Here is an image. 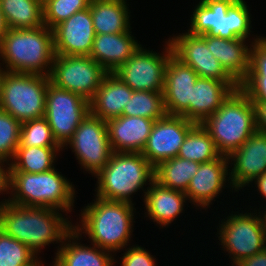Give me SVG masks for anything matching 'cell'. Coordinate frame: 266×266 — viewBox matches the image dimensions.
Instances as JSON below:
<instances>
[{"label":"cell","mask_w":266,"mask_h":266,"mask_svg":"<svg viewBox=\"0 0 266 266\" xmlns=\"http://www.w3.org/2000/svg\"><path fill=\"white\" fill-rule=\"evenodd\" d=\"M199 165L197 162L174 157L154 167V180L162 186L185 193Z\"/></svg>","instance_id":"f546056e"},{"label":"cell","mask_w":266,"mask_h":266,"mask_svg":"<svg viewBox=\"0 0 266 266\" xmlns=\"http://www.w3.org/2000/svg\"><path fill=\"white\" fill-rule=\"evenodd\" d=\"M40 262L25 244L0 228V266H37Z\"/></svg>","instance_id":"d6a6232c"},{"label":"cell","mask_w":266,"mask_h":266,"mask_svg":"<svg viewBox=\"0 0 266 266\" xmlns=\"http://www.w3.org/2000/svg\"><path fill=\"white\" fill-rule=\"evenodd\" d=\"M227 158L233 166L229 171L230 189L239 192L246 185L249 187L255 178L266 172V133L255 131Z\"/></svg>","instance_id":"2e32d148"},{"label":"cell","mask_w":266,"mask_h":266,"mask_svg":"<svg viewBox=\"0 0 266 266\" xmlns=\"http://www.w3.org/2000/svg\"><path fill=\"white\" fill-rule=\"evenodd\" d=\"M165 42L160 54L141 45L113 74L133 91L163 92L166 64L173 54L169 40Z\"/></svg>","instance_id":"4fadbf2b"},{"label":"cell","mask_w":266,"mask_h":266,"mask_svg":"<svg viewBox=\"0 0 266 266\" xmlns=\"http://www.w3.org/2000/svg\"><path fill=\"white\" fill-rule=\"evenodd\" d=\"M229 162L227 156L219 155L216 159L201 163L197 172L192 177L185 192L188 201L196 207L207 209L212 204L214 198L222 193L228 183H230ZM219 194V195H218Z\"/></svg>","instance_id":"d6986e66"},{"label":"cell","mask_w":266,"mask_h":266,"mask_svg":"<svg viewBox=\"0 0 266 266\" xmlns=\"http://www.w3.org/2000/svg\"><path fill=\"white\" fill-rule=\"evenodd\" d=\"M255 183L257 185L256 190L259 191L260 195L263 198H266V172L263 173L261 176L255 178L251 183Z\"/></svg>","instance_id":"7bdbcfd3"},{"label":"cell","mask_w":266,"mask_h":266,"mask_svg":"<svg viewBox=\"0 0 266 266\" xmlns=\"http://www.w3.org/2000/svg\"><path fill=\"white\" fill-rule=\"evenodd\" d=\"M61 147L45 117L21 123L18 147Z\"/></svg>","instance_id":"836d02e7"},{"label":"cell","mask_w":266,"mask_h":266,"mask_svg":"<svg viewBox=\"0 0 266 266\" xmlns=\"http://www.w3.org/2000/svg\"><path fill=\"white\" fill-rule=\"evenodd\" d=\"M207 43L212 55L220 62L226 72L240 85L248 76L252 43L261 36L254 37L251 44L244 38L226 39L215 35H200Z\"/></svg>","instance_id":"ffe728a7"},{"label":"cell","mask_w":266,"mask_h":266,"mask_svg":"<svg viewBox=\"0 0 266 266\" xmlns=\"http://www.w3.org/2000/svg\"><path fill=\"white\" fill-rule=\"evenodd\" d=\"M236 266H266V248L248 258H244Z\"/></svg>","instance_id":"60d3db41"},{"label":"cell","mask_w":266,"mask_h":266,"mask_svg":"<svg viewBox=\"0 0 266 266\" xmlns=\"http://www.w3.org/2000/svg\"><path fill=\"white\" fill-rule=\"evenodd\" d=\"M195 125L196 123L177 115H166L155 120L142 155L153 167L177 157L187 133Z\"/></svg>","instance_id":"5bb4252c"},{"label":"cell","mask_w":266,"mask_h":266,"mask_svg":"<svg viewBox=\"0 0 266 266\" xmlns=\"http://www.w3.org/2000/svg\"><path fill=\"white\" fill-rule=\"evenodd\" d=\"M8 165L5 161L0 159V193L8 194ZM7 167V168H6Z\"/></svg>","instance_id":"b9f144b4"},{"label":"cell","mask_w":266,"mask_h":266,"mask_svg":"<svg viewBox=\"0 0 266 266\" xmlns=\"http://www.w3.org/2000/svg\"><path fill=\"white\" fill-rule=\"evenodd\" d=\"M91 0H44V25L53 29L74 13L89 7Z\"/></svg>","instance_id":"e575fe53"},{"label":"cell","mask_w":266,"mask_h":266,"mask_svg":"<svg viewBox=\"0 0 266 266\" xmlns=\"http://www.w3.org/2000/svg\"><path fill=\"white\" fill-rule=\"evenodd\" d=\"M93 201L81 210V222L73 224V229L80 235L85 233L91 245L111 253L123 250L132 238L134 204L97 196Z\"/></svg>","instance_id":"7a4b0ae2"},{"label":"cell","mask_w":266,"mask_h":266,"mask_svg":"<svg viewBox=\"0 0 266 266\" xmlns=\"http://www.w3.org/2000/svg\"><path fill=\"white\" fill-rule=\"evenodd\" d=\"M247 77H266V37L252 43Z\"/></svg>","instance_id":"8d00e7d4"},{"label":"cell","mask_w":266,"mask_h":266,"mask_svg":"<svg viewBox=\"0 0 266 266\" xmlns=\"http://www.w3.org/2000/svg\"><path fill=\"white\" fill-rule=\"evenodd\" d=\"M134 246V247H133ZM123 253L121 266H156V258L146 249L139 245H132L125 248Z\"/></svg>","instance_id":"74e56055"},{"label":"cell","mask_w":266,"mask_h":266,"mask_svg":"<svg viewBox=\"0 0 266 266\" xmlns=\"http://www.w3.org/2000/svg\"><path fill=\"white\" fill-rule=\"evenodd\" d=\"M254 111V124L256 131L266 133V102L251 101Z\"/></svg>","instance_id":"ab89813d"},{"label":"cell","mask_w":266,"mask_h":266,"mask_svg":"<svg viewBox=\"0 0 266 266\" xmlns=\"http://www.w3.org/2000/svg\"><path fill=\"white\" fill-rule=\"evenodd\" d=\"M131 33L96 34L89 56L113 73L141 46Z\"/></svg>","instance_id":"603a6c76"},{"label":"cell","mask_w":266,"mask_h":266,"mask_svg":"<svg viewBox=\"0 0 266 266\" xmlns=\"http://www.w3.org/2000/svg\"><path fill=\"white\" fill-rule=\"evenodd\" d=\"M1 64L2 63H0V90H1V82H2L3 75L6 72V70L4 68H1Z\"/></svg>","instance_id":"f6af8a7d"},{"label":"cell","mask_w":266,"mask_h":266,"mask_svg":"<svg viewBox=\"0 0 266 266\" xmlns=\"http://www.w3.org/2000/svg\"><path fill=\"white\" fill-rule=\"evenodd\" d=\"M62 147H18L13 159L8 163V171L41 173L54 169L58 151Z\"/></svg>","instance_id":"f1b7e54d"},{"label":"cell","mask_w":266,"mask_h":266,"mask_svg":"<svg viewBox=\"0 0 266 266\" xmlns=\"http://www.w3.org/2000/svg\"><path fill=\"white\" fill-rule=\"evenodd\" d=\"M240 89L251 101L266 102V77H247L240 84Z\"/></svg>","instance_id":"f35d334b"},{"label":"cell","mask_w":266,"mask_h":266,"mask_svg":"<svg viewBox=\"0 0 266 266\" xmlns=\"http://www.w3.org/2000/svg\"><path fill=\"white\" fill-rule=\"evenodd\" d=\"M59 209L25 207L8 201L0 202V228L9 236L25 244L37 257L41 248L63 242L73 229Z\"/></svg>","instance_id":"6da1fadb"},{"label":"cell","mask_w":266,"mask_h":266,"mask_svg":"<svg viewBox=\"0 0 266 266\" xmlns=\"http://www.w3.org/2000/svg\"><path fill=\"white\" fill-rule=\"evenodd\" d=\"M127 0H91L89 7L96 34L129 32L130 10Z\"/></svg>","instance_id":"4316f807"},{"label":"cell","mask_w":266,"mask_h":266,"mask_svg":"<svg viewBox=\"0 0 266 266\" xmlns=\"http://www.w3.org/2000/svg\"><path fill=\"white\" fill-rule=\"evenodd\" d=\"M9 28L34 29L44 25L42 0H0Z\"/></svg>","instance_id":"83f0119b"},{"label":"cell","mask_w":266,"mask_h":266,"mask_svg":"<svg viewBox=\"0 0 266 266\" xmlns=\"http://www.w3.org/2000/svg\"><path fill=\"white\" fill-rule=\"evenodd\" d=\"M20 127L11 114L0 110V159L6 163L11 162L20 144Z\"/></svg>","instance_id":"d590c367"},{"label":"cell","mask_w":266,"mask_h":266,"mask_svg":"<svg viewBox=\"0 0 266 266\" xmlns=\"http://www.w3.org/2000/svg\"><path fill=\"white\" fill-rule=\"evenodd\" d=\"M219 155L208 131L201 124H196L187 133L177 157L201 164Z\"/></svg>","instance_id":"4dcf8cb0"},{"label":"cell","mask_w":266,"mask_h":266,"mask_svg":"<svg viewBox=\"0 0 266 266\" xmlns=\"http://www.w3.org/2000/svg\"><path fill=\"white\" fill-rule=\"evenodd\" d=\"M260 212L259 215L251 211L244 214L235 212L219 223L218 240L222 250L231 256L232 266L266 248V230Z\"/></svg>","instance_id":"9c48e42d"},{"label":"cell","mask_w":266,"mask_h":266,"mask_svg":"<svg viewBox=\"0 0 266 266\" xmlns=\"http://www.w3.org/2000/svg\"><path fill=\"white\" fill-rule=\"evenodd\" d=\"M133 90L113 73H108L89 101L90 113L102 120L122 116Z\"/></svg>","instance_id":"484cf974"},{"label":"cell","mask_w":266,"mask_h":266,"mask_svg":"<svg viewBox=\"0 0 266 266\" xmlns=\"http://www.w3.org/2000/svg\"><path fill=\"white\" fill-rule=\"evenodd\" d=\"M173 55L182 63L193 68L198 77L236 82L223 68L220 62L212 55L206 41L200 35L188 32L173 35L168 39Z\"/></svg>","instance_id":"9a60e30c"},{"label":"cell","mask_w":266,"mask_h":266,"mask_svg":"<svg viewBox=\"0 0 266 266\" xmlns=\"http://www.w3.org/2000/svg\"><path fill=\"white\" fill-rule=\"evenodd\" d=\"M262 216V220H263V224H264V227H265V230H266V211H264V213L261 214Z\"/></svg>","instance_id":"bcb514c9"},{"label":"cell","mask_w":266,"mask_h":266,"mask_svg":"<svg viewBox=\"0 0 266 266\" xmlns=\"http://www.w3.org/2000/svg\"><path fill=\"white\" fill-rule=\"evenodd\" d=\"M68 145L73 153L75 152L78 164L92 176H95L109 162L113 154L106 121L90 112L65 144L66 147Z\"/></svg>","instance_id":"8fae6325"},{"label":"cell","mask_w":266,"mask_h":266,"mask_svg":"<svg viewBox=\"0 0 266 266\" xmlns=\"http://www.w3.org/2000/svg\"><path fill=\"white\" fill-rule=\"evenodd\" d=\"M239 88L240 85L237 82H223L198 77L194 87H192L190 121L201 124L208 116L213 115Z\"/></svg>","instance_id":"44dd1931"},{"label":"cell","mask_w":266,"mask_h":266,"mask_svg":"<svg viewBox=\"0 0 266 266\" xmlns=\"http://www.w3.org/2000/svg\"><path fill=\"white\" fill-rule=\"evenodd\" d=\"M149 186L144 198L145 215L160 227H167L184 213L188 198L184 192L162 186L155 180Z\"/></svg>","instance_id":"cb8c5ba5"},{"label":"cell","mask_w":266,"mask_h":266,"mask_svg":"<svg viewBox=\"0 0 266 266\" xmlns=\"http://www.w3.org/2000/svg\"><path fill=\"white\" fill-rule=\"evenodd\" d=\"M94 177L97 178L95 196L133 204L131 195L142 188L145 198L147 190L143 186L154 180V167L140 152H113Z\"/></svg>","instance_id":"5b68a950"},{"label":"cell","mask_w":266,"mask_h":266,"mask_svg":"<svg viewBox=\"0 0 266 266\" xmlns=\"http://www.w3.org/2000/svg\"><path fill=\"white\" fill-rule=\"evenodd\" d=\"M48 76L6 71L0 90V110L20 123L42 118L45 114Z\"/></svg>","instance_id":"ba28073f"},{"label":"cell","mask_w":266,"mask_h":266,"mask_svg":"<svg viewBox=\"0 0 266 266\" xmlns=\"http://www.w3.org/2000/svg\"><path fill=\"white\" fill-rule=\"evenodd\" d=\"M109 72L90 56L55 55L50 82L90 101Z\"/></svg>","instance_id":"30bf717a"},{"label":"cell","mask_w":266,"mask_h":266,"mask_svg":"<svg viewBox=\"0 0 266 266\" xmlns=\"http://www.w3.org/2000/svg\"><path fill=\"white\" fill-rule=\"evenodd\" d=\"M82 235L72 229L63 239L52 266H114V254L96 245L80 244ZM79 240V242H78Z\"/></svg>","instance_id":"d4e9b609"},{"label":"cell","mask_w":266,"mask_h":266,"mask_svg":"<svg viewBox=\"0 0 266 266\" xmlns=\"http://www.w3.org/2000/svg\"><path fill=\"white\" fill-rule=\"evenodd\" d=\"M201 125L220 155L229 156L256 131L250 98L239 88Z\"/></svg>","instance_id":"8992f818"},{"label":"cell","mask_w":266,"mask_h":266,"mask_svg":"<svg viewBox=\"0 0 266 266\" xmlns=\"http://www.w3.org/2000/svg\"><path fill=\"white\" fill-rule=\"evenodd\" d=\"M8 29L9 27L7 26L6 20L0 8V42L2 38L4 37V35L6 34Z\"/></svg>","instance_id":"ee69618b"},{"label":"cell","mask_w":266,"mask_h":266,"mask_svg":"<svg viewBox=\"0 0 266 266\" xmlns=\"http://www.w3.org/2000/svg\"><path fill=\"white\" fill-rule=\"evenodd\" d=\"M248 7L244 0H201L194 8L187 32L226 39L249 38L252 21Z\"/></svg>","instance_id":"52a82bcc"},{"label":"cell","mask_w":266,"mask_h":266,"mask_svg":"<svg viewBox=\"0 0 266 266\" xmlns=\"http://www.w3.org/2000/svg\"><path fill=\"white\" fill-rule=\"evenodd\" d=\"M45 104L44 117L57 143L64 149L81 121L90 112L89 101L49 82Z\"/></svg>","instance_id":"7c38bea8"},{"label":"cell","mask_w":266,"mask_h":266,"mask_svg":"<svg viewBox=\"0 0 266 266\" xmlns=\"http://www.w3.org/2000/svg\"><path fill=\"white\" fill-rule=\"evenodd\" d=\"M155 120L119 116L106 121L113 152H142Z\"/></svg>","instance_id":"7402d4cb"},{"label":"cell","mask_w":266,"mask_h":266,"mask_svg":"<svg viewBox=\"0 0 266 266\" xmlns=\"http://www.w3.org/2000/svg\"><path fill=\"white\" fill-rule=\"evenodd\" d=\"M55 55L89 56L96 36L90 7L74 13L53 29Z\"/></svg>","instance_id":"e0dca14e"},{"label":"cell","mask_w":266,"mask_h":266,"mask_svg":"<svg viewBox=\"0 0 266 266\" xmlns=\"http://www.w3.org/2000/svg\"><path fill=\"white\" fill-rule=\"evenodd\" d=\"M57 169L41 173L8 171L11 204L25 207L59 209L67 214L74 206L75 188Z\"/></svg>","instance_id":"277c9868"},{"label":"cell","mask_w":266,"mask_h":266,"mask_svg":"<svg viewBox=\"0 0 266 266\" xmlns=\"http://www.w3.org/2000/svg\"><path fill=\"white\" fill-rule=\"evenodd\" d=\"M55 57L53 31L9 28L0 42V61L8 72L50 76Z\"/></svg>","instance_id":"3957f363"},{"label":"cell","mask_w":266,"mask_h":266,"mask_svg":"<svg viewBox=\"0 0 266 266\" xmlns=\"http://www.w3.org/2000/svg\"><path fill=\"white\" fill-rule=\"evenodd\" d=\"M198 74L182 63L173 54L166 64L164 75V104L167 115L183 116L190 121V100L192 87Z\"/></svg>","instance_id":"ac0fdd59"},{"label":"cell","mask_w":266,"mask_h":266,"mask_svg":"<svg viewBox=\"0 0 266 266\" xmlns=\"http://www.w3.org/2000/svg\"><path fill=\"white\" fill-rule=\"evenodd\" d=\"M167 115L162 92L133 91L122 116L145 117L158 120Z\"/></svg>","instance_id":"1f68e13d"}]
</instances>
